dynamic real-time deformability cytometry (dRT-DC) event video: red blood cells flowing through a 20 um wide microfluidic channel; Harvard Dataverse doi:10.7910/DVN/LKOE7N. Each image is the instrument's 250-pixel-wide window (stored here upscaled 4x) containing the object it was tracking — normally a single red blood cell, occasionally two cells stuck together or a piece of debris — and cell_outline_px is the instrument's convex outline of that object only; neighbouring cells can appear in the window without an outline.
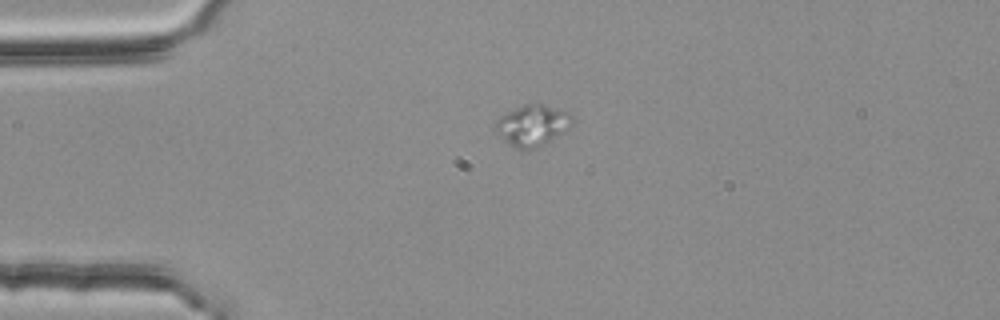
{"species": "common noctule bat (a hibernating species)", "species_latin": "Nyctalus noctula", "temperature_condition": "room temperature", "stored_images_in_passage": 4, "camera_frame_rate_fps": 3000, "um_per_image_px": 0.085, "animal": {"sex": "female", "body_mass_g": 25.1}, "frame": {"image": 1, "passage_image": 1, "time_ms": 0.0, "image_size_px": [1000, 320], "cell_outline_px": [[576, 120], [568, 128], [528, 152], [524, 152], [512, 148], [492, 128], [496, 120], [500, 116], [524, 104], [544, 104], [568, 112]], "centroid_in_image_um": [45.2, 10.67], "position_along_channel_um": 39.8, "area_um2": 18.44}}